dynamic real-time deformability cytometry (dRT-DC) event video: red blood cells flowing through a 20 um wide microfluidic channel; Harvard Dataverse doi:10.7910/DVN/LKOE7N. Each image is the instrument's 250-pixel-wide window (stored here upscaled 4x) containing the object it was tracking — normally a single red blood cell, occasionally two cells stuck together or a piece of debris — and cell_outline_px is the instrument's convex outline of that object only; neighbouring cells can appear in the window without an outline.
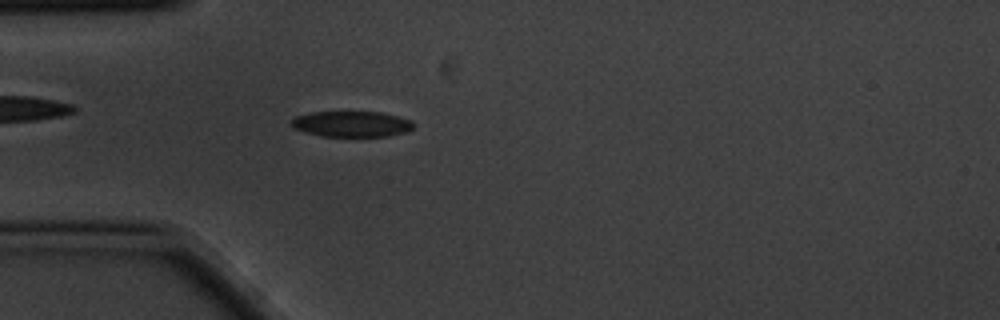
{"species": "common noctule bat (a hibernating species)", "species_latin": "Nyctalus noctula", "temperature_condition": "cold", "stored_images_in_passage": 4, "camera_frame_rate_fps": 3000, "um_per_image_px": 0.085, "animal": {"sex": "male", "body_mass_g": 20.1, "forearm_length_mm": 53.5}, "frame": {"image": 1, "passage_image": 4, "time_ms": 1.0, "image_size_px": [1000, 320], "cell_outline_px": [[416, 124], [408, 132], [388, 136], [320, 136], [292, 128], [292, 120], [296, 116], [308, 112], [380, 112], [412, 120]], "centroid_in_image_um": [29.91, 10.54], "position_along_channel_um": 55.1, "area_um2": 18.38}}